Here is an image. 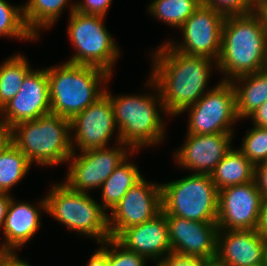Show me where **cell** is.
<instances>
[{"label":"cell","mask_w":267,"mask_h":266,"mask_svg":"<svg viewBox=\"0 0 267 266\" xmlns=\"http://www.w3.org/2000/svg\"><path fill=\"white\" fill-rule=\"evenodd\" d=\"M262 202L254 180L219 190L216 222L219 230H256Z\"/></svg>","instance_id":"5bb4252c"},{"label":"cell","mask_w":267,"mask_h":266,"mask_svg":"<svg viewBox=\"0 0 267 266\" xmlns=\"http://www.w3.org/2000/svg\"><path fill=\"white\" fill-rule=\"evenodd\" d=\"M15 253L14 250L0 245V266H6L9 258Z\"/></svg>","instance_id":"ab89813d"},{"label":"cell","mask_w":267,"mask_h":266,"mask_svg":"<svg viewBox=\"0 0 267 266\" xmlns=\"http://www.w3.org/2000/svg\"><path fill=\"white\" fill-rule=\"evenodd\" d=\"M235 89L239 119L249 117L267 101V68L230 81Z\"/></svg>","instance_id":"44dd1931"},{"label":"cell","mask_w":267,"mask_h":266,"mask_svg":"<svg viewBox=\"0 0 267 266\" xmlns=\"http://www.w3.org/2000/svg\"><path fill=\"white\" fill-rule=\"evenodd\" d=\"M201 4L212 7L225 17L253 13L249 0H201Z\"/></svg>","instance_id":"4dcf8cb0"},{"label":"cell","mask_w":267,"mask_h":266,"mask_svg":"<svg viewBox=\"0 0 267 266\" xmlns=\"http://www.w3.org/2000/svg\"><path fill=\"white\" fill-rule=\"evenodd\" d=\"M265 265L267 266V244H266V251H265Z\"/></svg>","instance_id":"f6af8a7d"},{"label":"cell","mask_w":267,"mask_h":266,"mask_svg":"<svg viewBox=\"0 0 267 266\" xmlns=\"http://www.w3.org/2000/svg\"><path fill=\"white\" fill-rule=\"evenodd\" d=\"M266 244L256 230H219L216 257L228 266L265 265Z\"/></svg>","instance_id":"d6986e66"},{"label":"cell","mask_w":267,"mask_h":266,"mask_svg":"<svg viewBox=\"0 0 267 266\" xmlns=\"http://www.w3.org/2000/svg\"><path fill=\"white\" fill-rule=\"evenodd\" d=\"M252 12L260 13L267 7V0H249Z\"/></svg>","instance_id":"60d3db41"},{"label":"cell","mask_w":267,"mask_h":266,"mask_svg":"<svg viewBox=\"0 0 267 266\" xmlns=\"http://www.w3.org/2000/svg\"><path fill=\"white\" fill-rule=\"evenodd\" d=\"M112 0H83L74 3L75 10L85 14L99 15L105 17Z\"/></svg>","instance_id":"d6a6232c"},{"label":"cell","mask_w":267,"mask_h":266,"mask_svg":"<svg viewBox=\"0 0 267 266\" xmlns=\"http://www.w3.org/2000/svg\"><path fill=\"white\" fill-rule=\"evenodd\" d=\"M224 19L225 16L212 7L200 5L179 28L183 32V41L167 43L184 54L204 56L217 62Z\"/></svg>","instance_id":"8fae6325"},{"label":"cell","mask_w":267,"mask_h":266,"mask_svg":"<svg viewBox=\"0 0 267 266\" xmlns=\"http://www.w3.org/2000/svg\"><path fill=\"white\" fill-rule=\"evenodd\" d=\"M17 253L15 252L8 260L6 266H31L27 261H23V259L17 257Z\"/></svg>","instance_id":"b9f144b4"},{"label":"cell","mask_w":267,"mask_h":266,"mask_svg":"<svg viewBox=\"0 0 267 266\" xmlns=\"http://www.w3.org/2000/svg\"><path fill=\"white\" fill-rule=\"evenodd\" d=\"M254 181L263 199H267V161L255 166Z\"/></svg>","instance_id":"836d02e7"},{"label":"cell","mask_w":267,"mask_h":266,"mask_svg":"<svg viewBox=\"0 0 267 266\" xmlns=\"http://www.w3.org/2000/svg\"><path fill=\"white\" fill-rule=\"evenodd\" d=\"M0 36L19 40H37L24 21L23 5L15 6L0 0Z\"/></svg>","instance_id":"83f0119b"},{"label":"cell","mask_w":267,"mask_h":266,"mask_svg":"<svg viewBox=\"0 0 267 266\" xmlns=\"http://www.w3.org/2000/svg\"><path fill=\"white\" fill-rule=\"evenodd\" d=\"M46 213L69 228L101 244L110 237L108 213L87 192H77L65 183L55 184L46 196Z\"/></svg>","instance_id":"8992f818"},{"label":"cell","mask_w":267,"mask_h":266,"mask_svg":"<svg viewBox=\"0 0 267 266\" xmlns=\"http://www.w3.org/2000/svg\"><path fill=\"white\" fill-rule=\"evenodd\" d=\"M243 139L239 151L254 166L267 161V128L253 126Z\"/></svg>","instance_id":"f1b7e54d"},{"label":"cell","mask_w":267,"mask_h":266,"mask_svg":"<svg viewBox=\"0 0 267 266\" xmlns=\"http://www.w3.org/2000/svg\"><path fill=\"white\" fill-rule=\"evenodd\" d=\"M31 163L12 142L0 153V192L9 193L28 173Z\"/></svg>","instance_id":"484cf974"},{"label":"cell","mask_w":267,"mask_h":266,"mask_svg":"<svg viewBox=\"0 0 267 266\" xmlns=\"http://www.w3.org/2000/svg\"><path fill=\"white\" fill-rule=\"evenodd\" d=\"M128 160L122 162L101 186V206L104 210L109 208L112 211L126 192L143 177L136 164Z\"/></svg>","instance_id":"603a6c76"},{"label":"cell","mask_w":267,"mask_h":266,"mask_svg":"<svg viewBox=\"0 0 267 266\" xmlns=\"http://www.w3.org/2000/svg\"><path fill=\"white\" fill-rule=\"evenodd\" d=\"M10 195L11 194L5 192H0V229H2L7 214V209L12 197Z\"/></svg>","instance_id":"f35d334b"},{"label":"cell","mask_w":267,"mask_h":266,"mask_svg":"<svg viewBox=\"0 0 267 266\" xmlns=\"http://www.w3.org/2000/svg\"><path fill=\"white\" fill-rule=\"evenodd\" d=\"M233 134H186L185 143L175 153L178 166L210 175L231 150Z\"/></svg>","instance_id":"e0dca14e"},{"label":"cell","mask_w":267,"mask_h":266,"mask_svg":"<svg viewBox=\"0 0 267 266\" xmlns=\"http://www.w3.org/2000/svg\"><path fill=\"white\" fill-rule=\"evenodd\" d=\"M204 266H228V265L220 261L217 257H214L207 259Z\"/></svg>","instance_id":"7bdbcfd3"},{"label":"cell","mask_w":267,"mask_h":266,"mask_svg":"<svg viewBox=\"0 0 267 266\" xmlns=\"http://www.w3.org/2000/svg\"><path fill=\"white\" fill-rule=\"evenodd\" d=\"M255 166L237 149L231 150L210 174L217 190L254 180Z\"/></svg>","instance_id":"7402d4cb"},{"label":"cell","mask_w":267,"mask_h":266,"mask_svg":"<svg viewBox=\"0 0 267 266\" xmlns=\"http://www.w3.org/2000/svg\"><path fill=\"white\" fill-rule=\"evenodd\" d=\"M40 204V205H39ZM38 206L26 202H16L11 197L7 214L2 226L4 240L1 245L12 250L20 249L32 239L40 228V216L42 212L46 213V199L43 198Z\"/></svg>","instance_id":"ffe728a7"},{"label":"cell","mask_w":267,"mask_h":266,"mask_svg":"<svg viewBox=\"0 0 267 266\" xmlns=\"http://www.w3.org/2000/svg\"><path fill=\"white\" fill-rule=\"evenodd\" d=\"M200 5L201 0H153L148 12L169 26L180 28Z\"/></svg>","instance_id":"4316f807"},{"label":"cell","mask_w":267,"mask_h":266,"mask_svg":"<svg viewBox=\"0 0 267 266\" xmlns=\"http://www.w3.org/2000/svg\"><path fill=\"white\" fill-rule=\"evenodd\" d=\"M47 75L51 113L69 120L105 93L112 76L96 66L69 62L47 68Z\"/></svg>","instance_id":"277c9868"},{"label":"cell","mask_w":267,"mask_h":266,"mask_svg":"<svg viewBox=\"0 0 267 266\" xmlns=\"http://www.w3.org/2000/svg\"><path fill=\"white\" fill-rule=\"evenodd\" d=\"M70 120L48 113L11 128V142L39 166L66 163L72 156Z\"/></svg>","instance_id":"5b68a950"},{"label":"cell","mask_w":267,"mask_h":266,"mask_svg":"<svg viewBox=\"0 0 267 266\" xmlns=\"http://www.w3.org/2000/svg\"><path fill=\"white\" fill-rule=\"evenodd\" d=\"M116 240L127 250L157 263L172 252L168 224L163 211L149 221L125 229Z\"/></svg>","instance_id":"ac0fdd59"},{"label":"cell","mask_w":267,"mask_h":266,"mask_svg":"<svg viewBox=\"0 0 267 266\" xmlns=\"http://www.w3.org/2000/svg\"><path fill=\"white\" fill-rule=\"evenodd\" d=\"M68 1L70 0H29L23 6L26 26L37 39L40 29L46 30L57 22Z\"/></svg>","instance_id":"cb8c5ba5"},{"label":"cell","mask_w":267,"mask_h":266,"mask_svg":"<svg viewBox=\"0 0 267 266\" xmlns=\"http://www.w3.org/2000/svg\"><path fill=\"white\" fill-rule=\"evenodd\" d=\"M256 231L267 243V199H263Z\"/></svg>","instance_id":"d590c367"},{"label":"cell","mask_w":267,"mask_h":266,"mask_svg":"<svg viewBox=\"0 0 267 266\" xmlns=\"http://www.w3.org/2000/svg\"><path fill=\"white\" fill-rule=\"evenodd\" d=\"M32 70L25 56L16 54L0 65V109L19 93L25 76Z\"/></svg>","instance_id":"d4e9b609"},{"label":"cell","mask_w":267,"mask_h":266,"mask_svg":"<svg viewBox=\"0 0 267 266\" xmlns=\"http://www.w3.org/2000/svg\"><path fill=\"white\" fill-rule=\"evenodd\" d=\"M162 211L200 222H217L218 190L211 176L190 174L176 181L161 184Z\"/></svg>","instance_id":"52a82bcc"},{"label":"cell","mask_w":267,"mask_h":266,"mask_svg":"<svg viewBox=\"0 0 267 266\" xmlns=\"http://www.w3.org/2000/svg\"><path fill=\"white\" fill-rule=\"evenodd\" d=\"M48 113H51V104L47 68L34 69L25 76L19 93L0 109V122L12 128Z\"/></svg>","instance_id":"9a60e30c"},{"label":"cell","mask_w":267,"mask_h":266,"mask_svg":"<svg viewBox=\"0 0 267 266\" xmlns=\"http://www.w3.org/2000/svg\"><path fill=\"white\" fill-rule=\"evenodd\" d=\"M116 129L118 135L115 143H119L121 140L114 118L112 103L110 97L104 93L94 103L70 120L71 134L74 132L72 134L73 137H71L73 152L76 151L75 147L80 152L107 147Z\"/></svg>","instance_id":"7c38bea8"},{"label":"cell","mask_w":267,"mask_h":266,"mask_svg":"<svg viewBox=\"0 0 267 266\" xmlns=\"http://www.w3.org/2000/svg\"><path fill=\"white\" fill-rule=\"evenodd\" d=\"M101 248L92 254L87 266H109L108 265V239L101 243Z\"/></svg>","instance_id":"e575fe53"},{"label":"cell","mask_w":267,"mask_h":266,"mask_svg":"<svg viewBox=\"0 0 267 266\" xmlns=\"http://www.w3.org/2000/svg\"><path fill=\"white\" fill-rule=\"evenodd\" d=\"M69 12L67 33L76 54L67 62L96 66L112 75L120 48L103 24L105 17L76 11L74 4Z\"/></svg>","instance_id":"ba28073f"},{"label":"cell","mask_w":267,"mask_h":266,"mask_svg":"<svg viewBox=\"0 0 267 266\" xmlns=\"http://www.w3.org/2000/svg\"><path fill=\"white\" fill-rule=\"evenodd\" d=\"M75 153L67 161L71 163L63 183L74 191L88 193L89 189L101 188L114 170L136 151L119 142L116 147L89 149L82 151L79 156Z\"/></svg>","instance_id":"30bf717a"},{"label":"cell","mask_w":267,"mask_h":266,"mask_svg":"<svg viewBox=\"0 0 267 266\" xmlns=\"http://www.w3.org/2000/svg\"><path fill=\"white\" fill-rule=\"evenodd\" d=\"M161 211V184L142 177L108 215L110 237L116 239L125 229L149 221Z\"/></svg>","instance_id":"4fadbf2b"},{"label":"cell","mask_w":267,"mask_h":266,"mask_svg":"<svg viewBox=\"0 0 267 266\" xmlns=\"http://www.w3.org/2000/svg\"><path fill=\"white\" fill-rule=\"evenodd\" d=\"M11 144V128L0 122V153Z\"/></svg>","instance_id":"74e56055"},{"label":"cell","mask_w":267,"mask_h":266,"mask_svg":"<svg viewBox=\"0 0 267 266\" xmlns=\"http://www.w3.org/2000/svg\"><path fill=\"white\" fill-rule=\"evenodd\" d=\"M172 252L206 259L216 257L217 223L166 216Z\"/></svg>","instance_id":"2e32d148"},{"label":"cell","mask_w":267,"mask_h":266,"mask_svg":"<svg viewBox=\"0 0 267 266\" xmlns=\"http://www.w3.org/2000/svg\"><path fill=\"white\" fill-rule=\"evenodd\" d=\"M206 258L169 253L156 266H204Z\"/></svg>","instance_id":"1f68e13d"},{"label":"cell","mask_w":267,"mask_h":266,"mask_svg":"<svg viewBox=\"0 0 267 266\" xmlns=\"http://www.w3.org/2000/svg\"><path fill=\"white\" fill-rule=\"evenodd\" d=\"M145 261H148L145 257L127 250L115 238L108 239L109 266H145Z\"/></svg>","instance_id":"f546056e"},{"label":"cell","mask_w":267,"mask_h":266,"mask_svg":"<svg viewBox=\"0 0 267 266\" xmlns=\"http://www.w3.org/2000/svg\"><path fill=\"white\" fill-rule=\"evenodd\" d=\"M157 49L152 54L153 70L150 77L159 90L165 114L177 116L208 92L207 82L216 61L184 54L167 42Z\"/></svg>","instance_id":"6da1fadb"},{"label":"cell","mask_w":267,"mask_h":266,"mask_svg":"<svg viewBox=\"0 0 267 266\" xmlns=\"http://www.w3.org/2000/svg\"><path fill=\"white\" fill-rule=\"evenodd\" d=\"M216 67L223 81L267 68V32L260 13L225 17Z\"/></svg>","instance_id":"7a4b0ae2"},{"label":"cell","mask_w":267,"mask_h":266,"mask_svg":"<svg viewBox=\"0 0 267 266\" xmlns=\"http://www.w3.org/2000/svg\"><path fill=\"white\" fill-rule=\"evenodd\" d=\"M187 134H233L232 125L239 120L236 112V95L230 81H220L194 105L188 107Z\"/></svg>","instance_id":"9c48e42d"},{"label":"cell","mask_w":267,"mask_h":266,"mask_svg":"<svg viewBox=\"0 0 267 266\" xmlns=\"http://www.w3.org/2000/svg\"><path fill=\"white\" fill-rule=\"evenodd\" d=\"M260 14L262 15L263 19H264V23H265V27H266V32H267V7L264 8Z\"/></svg>","instance_id":"ee69618b"},{"label":"cell","mask_w":267,"mask_h":266,"mask_svg":"<svg viewBox=\"0 0 267 266\" xmlns=\"http://www.w3.org/2000/svg\"><path fill=\"white\" fill-rule=\"evenodd\" d=\"M146 86H152L154 91L157 89V96L154 94L113 96L105 90L112 103L120 140L136 152L144 146L159 144L165 135V124L160 114L161 111L165 112V109L159 90L151 77Z\"/></svg>","instance_id":"3957f363"},{"label":"cell","mask_w":267,"mask_h":266,"mask_svg":"<svg viewBox=\"0 0 267 266\" xmlns=\"http://www.w3.org/2000/svg\"><path fill=\"white\" fill-rule=\"evenodd\" d=\"M249 118H252L254 126L267 128V101L258 107Z\"/></svg>","instance_id":"8d00e7d4"}]
</instances>
